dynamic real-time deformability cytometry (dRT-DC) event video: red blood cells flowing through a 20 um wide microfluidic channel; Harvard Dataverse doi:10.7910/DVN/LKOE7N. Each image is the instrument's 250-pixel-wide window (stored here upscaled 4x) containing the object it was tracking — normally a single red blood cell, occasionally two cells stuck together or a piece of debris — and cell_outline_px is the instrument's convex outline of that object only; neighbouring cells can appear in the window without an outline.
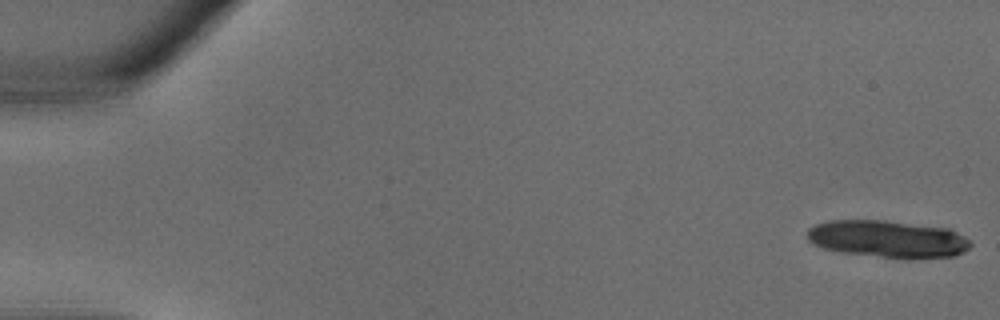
{"species": "common noctule bat (a hibernating species)", "species_latin": "Nyctalus noctula", "temperature_condition": "warm", "stored_images_in_passage": 35, "camera_frame_rate_fps": 3000, "um_per_image_px": 0.085, "animal": {"sex": "male", "body_mass_g": 18.8}, "frame": {"image": 1, "passage_image": 1, "time_ms": 0.0, "image_size_px": [1000, 320], "cell_outline_px": [[972, 244], [964, 252], [956, 256], [908, 260], [844, 252], [824, 248], [812, 244], [808, 240], [808, 228], [816, 224], [828, 220], [884, 220], [948, 228], [964, 236]], "centroid_in_image_um": [75.49, 20.32], "position_along_channel_um": 9.5, "area_um2": 35.72}}
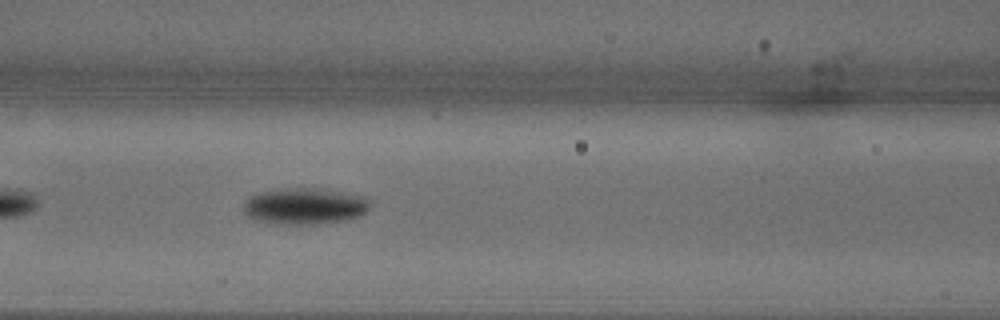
{"frame": {"image": 2, "passage_image": 16, "time_ms": 5.0, "image_size_px": [1000, 320], "cell_outline_px": [[368, 208], [364, 212], [348, 220], [316, 224], [272, 224], [252, 220], [244, 216], [244, 200], [248, 196], [260, 192], [280, 188], [328, 188], [364, 196], [368, 200]], "centroid_in_image_um": [25.82, 17.51], "position_along_channel_um": 140.8, "area_um2": 27.4}}
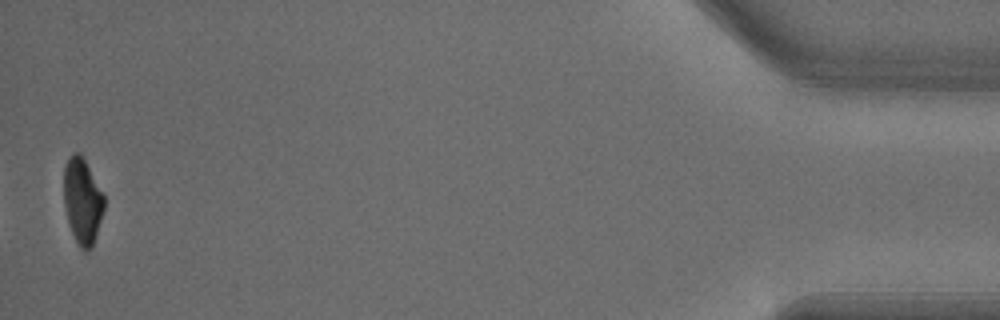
{"frame": {"image": 3, "passage_image": 35, "time_ms": 11.333, "image_size_px": [1000, 320], "cell_outline_px": [[104, 208], [92, 248], [84, 252], [80, 248], [68, 224], [64, 204], [64, 164], [68, 156], [72, 152], [80, 152], [104, 192]], "centroid_in_image_um": [7.0, 17.04], "position_along_channel_um": 428.2, "area_um2": 20.4}}